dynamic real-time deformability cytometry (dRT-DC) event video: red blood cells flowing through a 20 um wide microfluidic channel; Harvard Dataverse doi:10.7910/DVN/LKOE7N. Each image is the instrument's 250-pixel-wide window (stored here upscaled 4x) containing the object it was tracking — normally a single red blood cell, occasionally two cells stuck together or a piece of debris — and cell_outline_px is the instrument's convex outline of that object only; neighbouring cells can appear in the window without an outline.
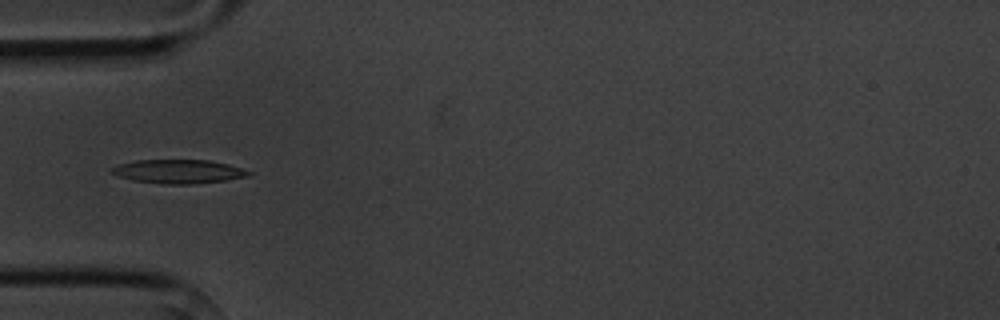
{"species": "common noctule bat (a hibernating species)", "species_latin": "Nyctalus noctula", "temperature_condition": "cold", "stored_images_in_passage": 8, "camera_frame_rate_fps": 3000, "um_per_image_px": 0.085, "animal": {"sex": "male", "body_mass_g": 20.1, "forearm_length_mm": 53.5}, "frame": {"image": 1, "passage_image": 3, "time_ms": 3.333, "image_size_px": [1000, 320], "cell_outline_px": [[252, 176], [224, 180], [192, 184], [160, 184], [132, 180], [116, 176], [108, 172], [116, 164], [136, 160], [208, 160], [228, 164], [252, 172]], "centroid_in_image_um": [15.11, 14.58], "position_along_channel_um": 69.9, "area_um2": 19.19}}
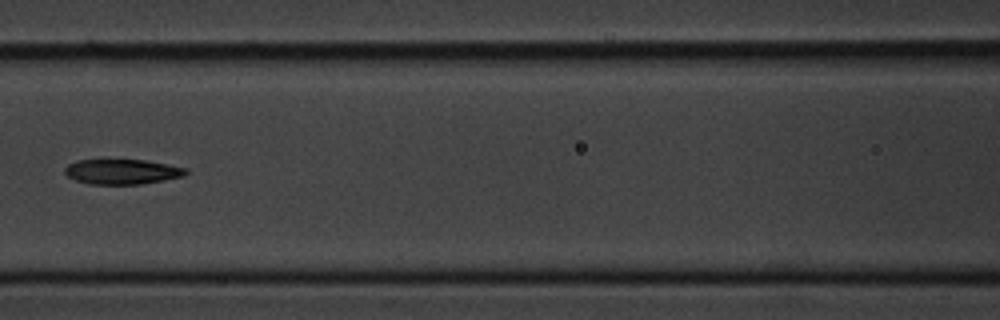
{"frame": {"image": 2, "passage_image": 5, "time_ms": 5.667, "image_size_px": [1000, 320], "cell_outline_px": [[188, 172], [184, 176], [164, 180], [140, 184], [88, 184], [76, 180], [68, 176], [64, 172], [64, 168], [68, 164], [76, 160], [144, 160], [188, 168]], "centroid_in_image_um": [10.38, 14.59], "position_along_channel_um": 156.2, "area_um2": 17.63}}
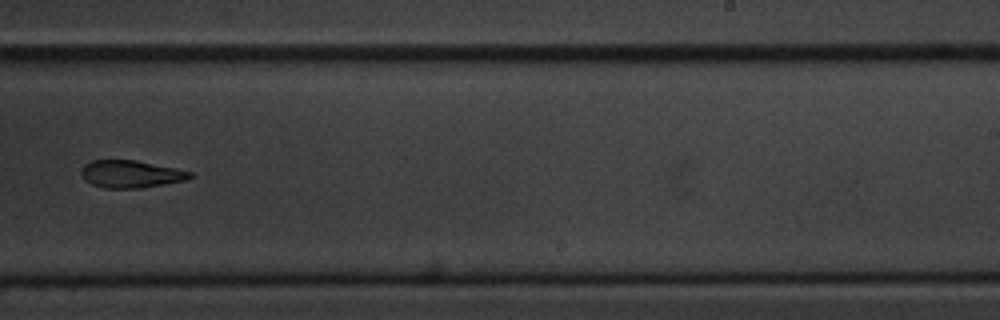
{"frame": {"image": 3, "passage_image": 8, "time_ms": 9.0, "image_size_px": [1000, 320], "cell_outline_px": [[192, 176], [184, 180], [164, 184], [140, 188], [104, 188], [92, 184], [84, 180], [80, 172], [84, 164], [92, 160], [136, 160], [176, 168], [192, 172]], "centroid_in_image_um": [11.08, 14.79], "position_along_channel_um": 277.9, "area_um2": 17.34}}